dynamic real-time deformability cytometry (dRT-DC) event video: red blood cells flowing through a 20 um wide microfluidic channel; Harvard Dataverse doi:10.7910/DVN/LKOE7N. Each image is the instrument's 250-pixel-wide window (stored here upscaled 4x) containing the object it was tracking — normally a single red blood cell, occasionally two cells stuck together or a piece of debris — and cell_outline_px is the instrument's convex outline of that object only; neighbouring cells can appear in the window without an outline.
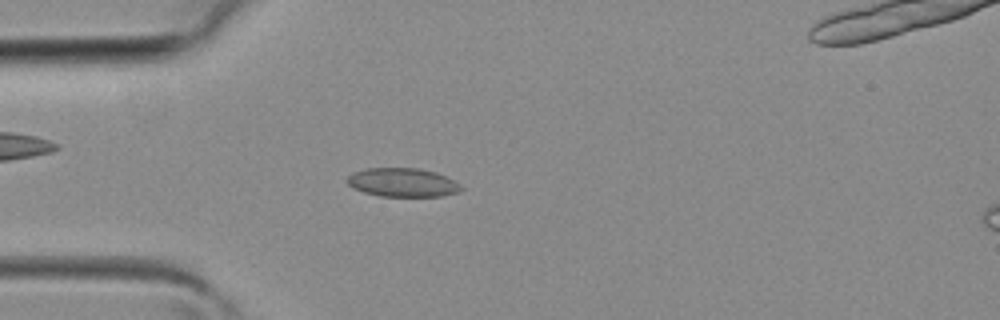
{"species": "common noctule bat (a hibernating species)", "species_latin": "Nyctalus noctula", "temperature_condition": "room temperature", "stored_images_in_passage": 33, "camera_frame_rate_fps": 3000, "um_per_image_px": 0.085, "animal": {"sex": "female", "body_mass_g": 19.3, "forearm_length_mm": 54.1}, "frame": {"image": 1, "passage_image": 3, "time_ms": 0.667, "image_size_px": [1000, 320], "cell_outline_px": [[464, 188], [460, 192], [444, 196], [380, 196], [364, 192], [352, 188], [344, 180], [352, 172], [364, 168], [420, 168], [436, 172], [460, 184]], "centroid_in_image_um": [34.2, 15.5], "position_along_channel_um": 50.8, "area_um2": 19.31}}
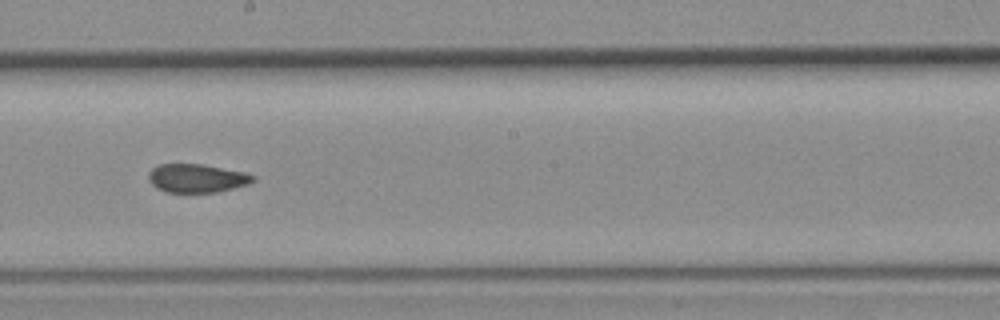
{"frame": {"image": 2, "passage_image": 14, "time_ms": 4.333, "image_size_px": [1000, 320], "cell_outline_px": [[256, 180], [248, 184], [216, 192], [164, 192], [156, 188], [148, 180], [148, 172], [152, 168], [160, 164], [204, 164], [244, 172], [256, 176]], "centroid_in_image_um": [16.71, 15.14], "position_along_channel_um": 231.5, "area_um2": 17.46}}
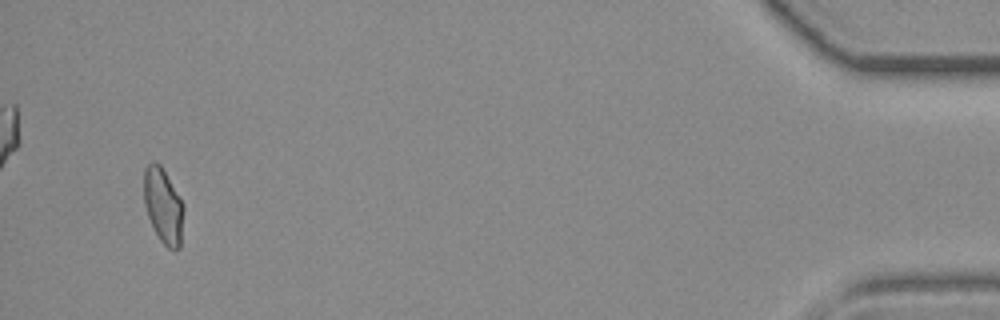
{"frame": {"image": 3, "passage_image": 30, "time_ms": 9.667, "image_size_px": [1000, 320], "cell_outline_px": [[184, 212], [180, 248], [176, 252], [168, 248], [160, 240], [148, 216], [144, 204], [144, 168], [152, 160], [160, 164], [184, 204]], "centroid_in_image_um": [13.89, 17.5], "position_along_channel_um": 421.3, "area_um2": 17.51}}